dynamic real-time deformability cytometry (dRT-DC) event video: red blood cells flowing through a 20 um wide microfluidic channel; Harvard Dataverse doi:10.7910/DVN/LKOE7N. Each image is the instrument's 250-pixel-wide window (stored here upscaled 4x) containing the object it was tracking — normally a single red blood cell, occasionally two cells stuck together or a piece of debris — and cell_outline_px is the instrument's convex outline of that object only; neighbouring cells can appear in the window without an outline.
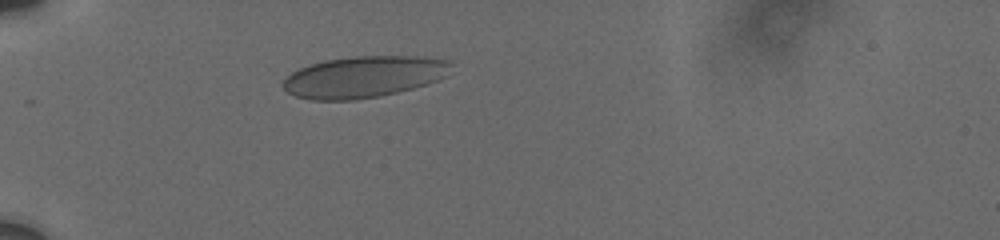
{"species": "human", "species_latin": "Homo sapiens", "temperature_condition": "cold", "stored_images_in_passage": 6, "camera_frame_rate_fps": 3000, "um_per_image_px": 0.085, "donor": {"sex": "male"}, "frame": {"image": 1, "passage_image": 1, "time_ms": 0.0, "image_size_px": [1000, 240], "cell_outline_px": [[452, 64], [444, 76], [436, 80], [412, 88], [380, 96], [356, 100], [312, 100], [296, 96], [288, 92], [284, 88], [284, 80], [292, 72], [300, 68], [324, 60], [352, 56], [416, 56], [448, 60]], "centroid_in_image_um": [30.89, 6.53], "position_along_channel_um": 54.1, "area_um2": 40.17}}
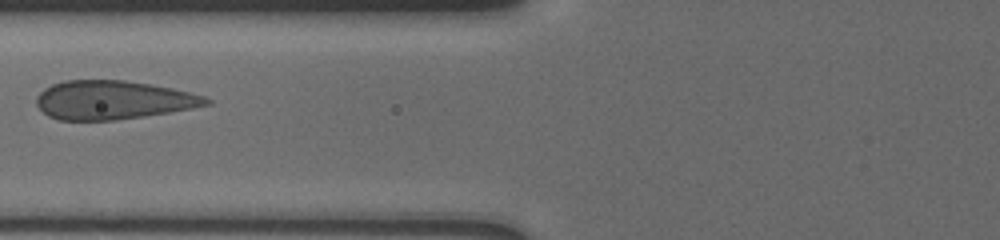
{"frame": {"image": 2, "passage_image": 4, "time_ms": 2.333, "image_size_px": [1000, 240], "cell_outline_px": [[212, 104], [192, 108], [144, 116], [116, 120], [60, 120], [48, 116], [36, 104], [36, 96], [44, 88], [52, 84], [64, 80], [124, 80], [172, 88], [204, 96], [212, 100]], "centroid_in_image_um": [9.59, 8.5], "position_along_channel_um": 116.2, "area_um2": 38.21}}
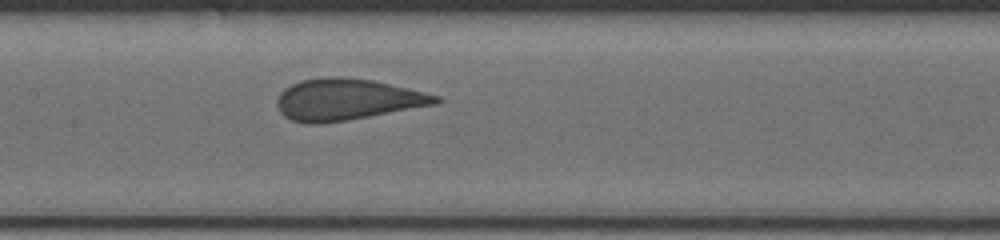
{"frame": {"image": 3, "passage_image": 6, "time_ms": 4.0, "image_size_px": [1000, 240], "cell_outline_px": [[440, 100], [436, 104], [348, 120], [320, 124], [304, 124], [292, 120], [284, 116], [280, 112], [276, 104], [276, 100], [280, 92], [284, 88], [300, 80], [324, 76], [344, 76], [372, 80], [408, 88], [440, 96]], "centroid_in_image_um": [29.44, 8.45], "position_along_channel_um": 178.0, "area_um2": 38.49}}